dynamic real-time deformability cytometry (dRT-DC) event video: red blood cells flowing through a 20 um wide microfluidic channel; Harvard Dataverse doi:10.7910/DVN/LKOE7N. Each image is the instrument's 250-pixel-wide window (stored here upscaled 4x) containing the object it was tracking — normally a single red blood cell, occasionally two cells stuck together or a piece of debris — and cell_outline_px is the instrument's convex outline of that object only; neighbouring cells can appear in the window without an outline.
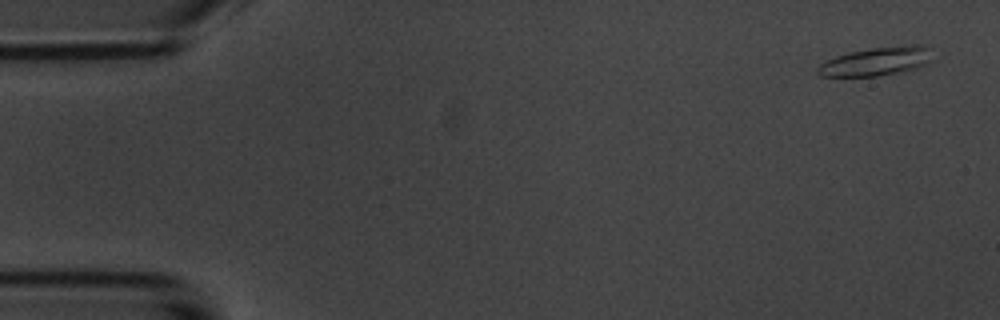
{"species": "common noctule bat (a hibernating species)", "species_latin": "Nyctalus noctula", "temperature_condition": "room temperature", "stored_images_in_passage": 53, "camera_frame_rate_fps": 3000, "um_per_image_px": 0.085, "animal": {"sex": "male", "body_mass_g": 20.1, "forearm_length_mm": 53.5}, "frame": {"image": 1, "passage_image": 1, "time_ms": 0.0, "image_size_px": [1000, 320], "cell_outline_px": [[928, 60], [924, 64], [916, 68], [876, 76], [820, 76], [816, 72], [816, 68], [820, 64], [836, 56], [848, 52], [872, 48], [916, 44], [928, 48]], "centroid_in_image_um": [74.38, 5.22], "position_along_channel_um": 10.6, "area_um2": 18.5}}
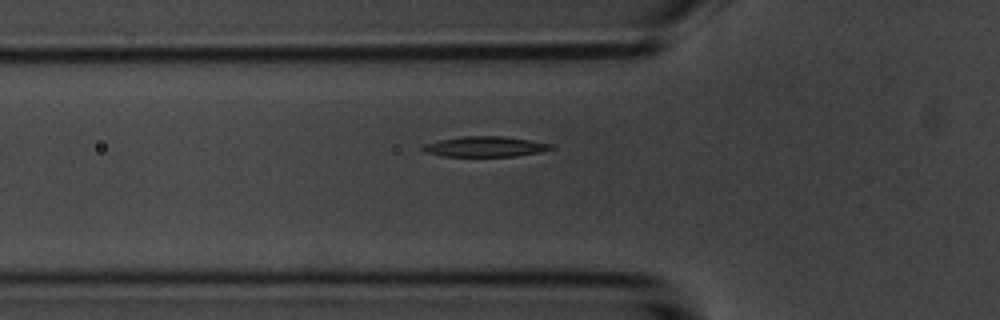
{"frame": {"image": 2, "passage_image": 17, "time_ms": 5.333, "image_size_px": [1000, 320], "cell_outline_px": [[556, 148], [540, 152], [516, 156], [440, 156], [424, 152], [420, 148], [424, 144], [440, 140], [464, 136], [504, 136], [552, 144]], "centroid_in_image_um": [41.22, 12.46], "position_along_channel_um": 84.6, "area_um2": 15.2}}
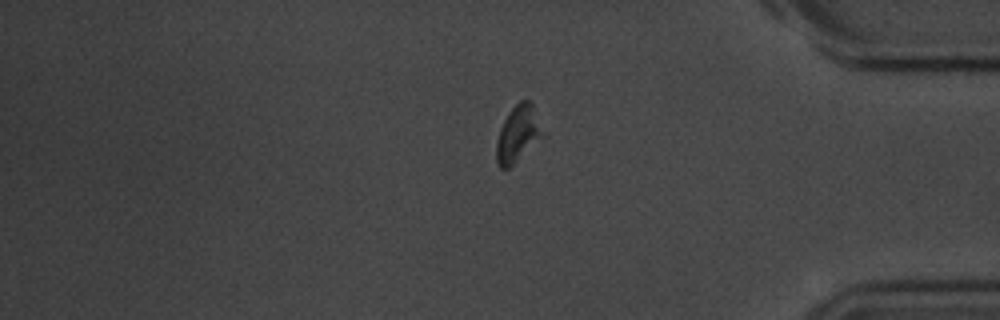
{"frame": {"image": 3, "passage_image": 44, "time_ms": 14.333, "image_size_px": [1000, 320], "cell_outline_px": [[548, 136], [508, 168], [500, 168], [496, 160], [496, 144], [500, 128], [508, 112], [520, 100], [532, 100], [548, 132]], "centroid_in_image_um": [44.15, 11.34], "position_along_channel_um": 391.1, "area_um2": 16.24}, "authors_computed_cell_mechanics": {"area_um2": 15.895, "velocity_mm_per_s": 3.6649, "shape_relaxation_time_tau1_ms": 2.8345, "shape_relaxation_time_tau2_ms": null, "deformation_change_tau1": 0.1289, "deformation_change_tau2": null}}